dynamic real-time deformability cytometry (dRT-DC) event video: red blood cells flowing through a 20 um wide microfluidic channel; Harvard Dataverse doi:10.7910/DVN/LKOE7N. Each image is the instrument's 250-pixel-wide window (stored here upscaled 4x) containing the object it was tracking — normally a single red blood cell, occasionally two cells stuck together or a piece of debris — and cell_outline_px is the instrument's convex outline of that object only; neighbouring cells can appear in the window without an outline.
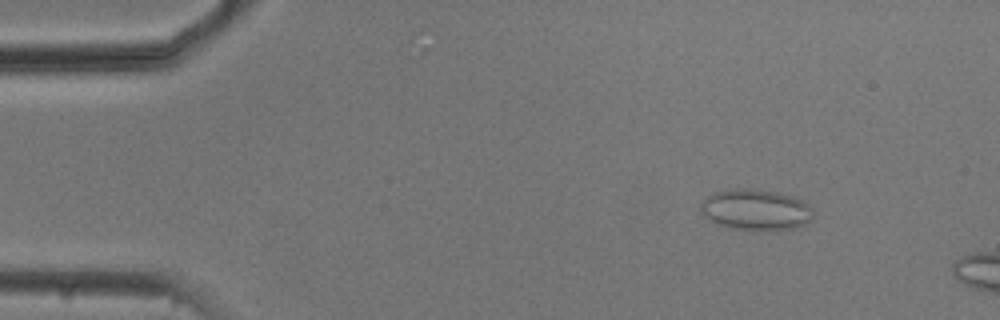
{"species": "common noctule bat (a hibernating species)", "species_latin": "Nyctalus noctula", "temperature_condition": "cold", "stored_images_in_passage": 48, "camera_frame_rate_fps": 3000, "um_per_image_px": 0.085, "animal": {"sex": "male", "body_mass_g": 20.5, "forearm_length_mm": 52.5}, "frame": {"image": 1, "passage_image": 3, "time_ms": 0.667, "image_size_px": [1000, 320], "cell_outline_px": [[812, 220], [804, 224], [792, 228], [732, 228], [716, 224], [708, 220], [704, 216], [700, 208], [700, 204], [708, 196], [716, 192], [748, 188], [776, 192], [792, 196], [808, 204], [812, 208]], "centroid_in_image_um": [64.22, 17.81], "position_along_channel_um": 20.8, "area_um2": 26.01}}
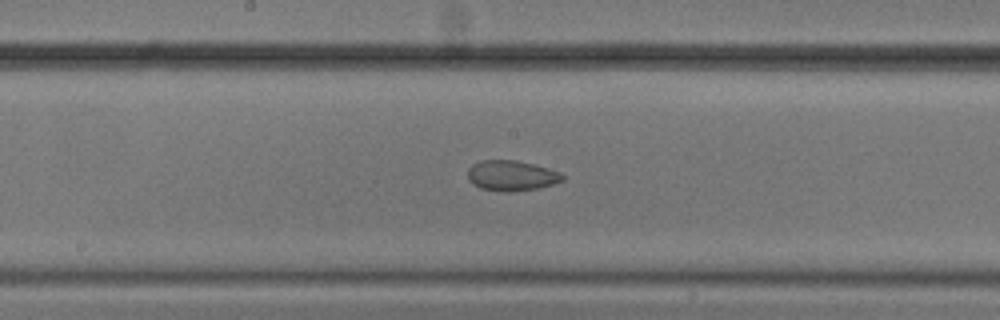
{"frame": {"image": 2, "passage_image": 24, "time_ms": 7.667, "image_size_px": [1000, 320], "cell_outline_px": [[564, 180], [552, 184], [536, 188], [508, 192], [480, 188], [472, 184], [468, 180], [468, 168], [472, 164], [480, 160], [516, 160], [536, 164], [560, 172], [564, 176]], "centroid_in_image_um": [43.46, 14.91], "position_along_channel_um": 204.7, "area_um2": 16.82}}
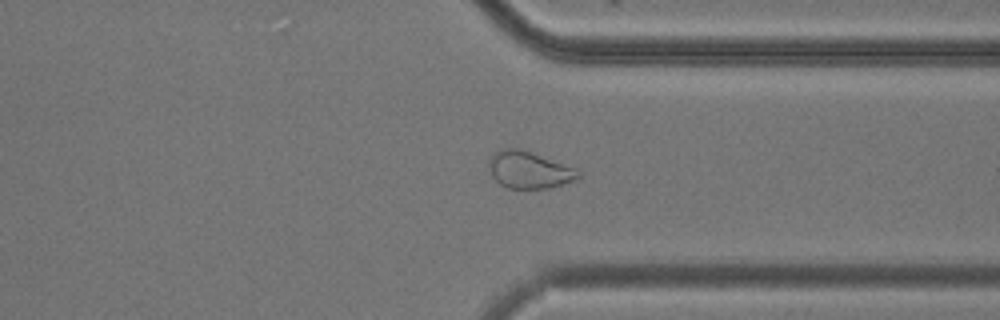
{"frame": {"image": 3, "passage_image": 37, "time_ms": 12.0, "image_size_px": [1000, 320], "cell_outline_px": [[580, 176], [572, 180], [552, 188], [508, 188], [500, 184], [492, 176], [488, 164], [492, 156], [496, 152], [504, 148], [520, 148], [532, 152], [576, 168], [580, 172]], "centroid_in_image_um": [44.97, 14.44], "position_along_channel_um": 366.4, "area_um2": 19.07}, "authors_computed_cell_mechanics": {"area_um2": 19.5942, "velocity_mm_per_s": 3.7496, "shape_relaxation_time_tau1_ms": null, "shape_relaxation_time_tau2_ms": 3.5192, "deformation_change_tau1": null, "deformation_change_tau2": 0.0699}}